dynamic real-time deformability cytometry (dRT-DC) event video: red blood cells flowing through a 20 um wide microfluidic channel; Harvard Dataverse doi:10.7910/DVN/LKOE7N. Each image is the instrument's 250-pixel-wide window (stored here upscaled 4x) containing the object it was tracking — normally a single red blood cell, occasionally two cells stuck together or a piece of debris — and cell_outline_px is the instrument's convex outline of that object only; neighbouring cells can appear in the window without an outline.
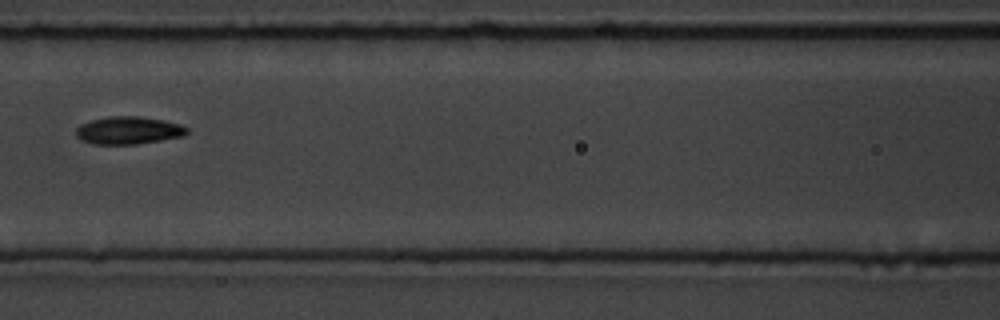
{"species": "common noctule bat (a hibernating species)", "species_latin": "Nyctalus noctula", "temperature_condition": "room temperature", "stored_images_in_passage": 12, "camera_frame_rate_fps": 3000, "um_per_image_px": 0.085, "animal": {"sex": "male", "body_mass_g": 19.5, "forearm_length_mm": 54.6}, "frame": {"image": 1, "passage_image": 4, "time_ms": 3.667, "image_size_px": [1000, 320], "cell_outline_px": [[188, 132], [184, 136], [136, 144], [92, 144], [76, 136], [76, 128], [80, 124], [92, 120], [108, 116], [136, 116], [164, 120], [180, 124], [188, 128]], "centroid_in_image_um": [10.92, 11.08], "position_along_channel_um": 155.7, "area_um2": 17.8}}
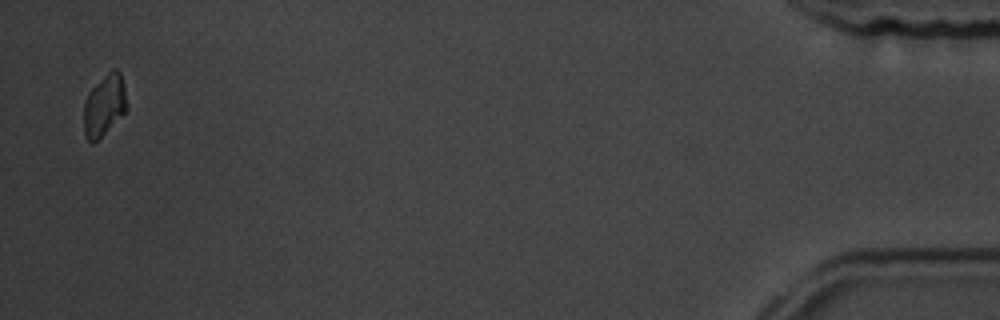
{"frame": {"image": 2, "passage_image": 12, "time_ms": 13.667, "image_size_px": [1000, 320], "cell_outline_px": [[128, 108], [92, 144], [84, 136], [84, 104], [88, 92], [112, 68], [116, 68], [120, 72], [124, 84], [128, 104]], "centroid_in_image_um": [8.87, 8.91], "position_along_channel_um": 426.3, "area_um2": 15.2}, "authors_computed_cell_mechanics": {"area_um2": 17.1377, "velocity_mm_per_s": 3.5953, "shape_relaxation_time_tau1_ms": 2.2544, "shape_relaxation_time_tau2_ms": 4.231, "deformation_change_tau1": 0.0942, "deformation_change_tau2": 0.0495}}